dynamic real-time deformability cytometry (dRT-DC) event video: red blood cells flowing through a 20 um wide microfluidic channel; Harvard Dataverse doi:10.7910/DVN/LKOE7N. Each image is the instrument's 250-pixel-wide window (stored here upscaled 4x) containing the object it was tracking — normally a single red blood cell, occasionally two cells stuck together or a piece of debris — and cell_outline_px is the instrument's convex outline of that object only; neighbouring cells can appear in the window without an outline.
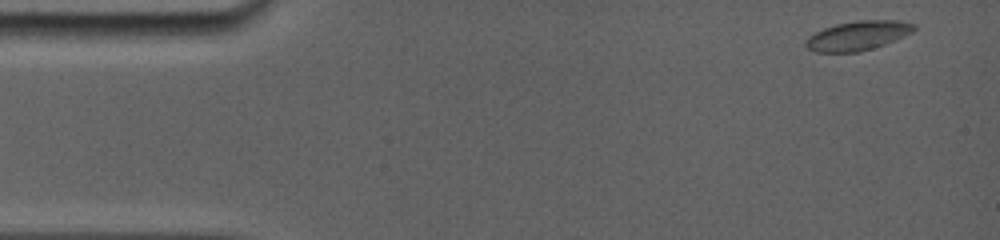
{"species": "common noctule bat (a hibernating species)", "species_latin": "Nyctalus noctula", "temperature_condition": "room temperature", "stored_images_in_passage": 60, "camera_frame_rate_fps": 5000, "um_per_image_px": 0.085, "animal": {"sex": "female", "body_mass_g": 19.0, "forearm_length_mm": 56.7}, "frame": {"image": 1, "passage_image": 1, "time_ms": 0.0, "image_size_px": [1000, 240], "cell_outline_px": [[916, 28], [912, 32], [904, 36], [884, 44], [860, 52], [816, 52], [808, 48], [804, 44], [804, 40], [808, 36], [824, 28], [836, 24], [860, 20], [900, 20], [916, 24]], "centroid_in_image_um": [72.91, 3.02], "position_along_channel_um": 12.1, "area_um2": 18.5}}
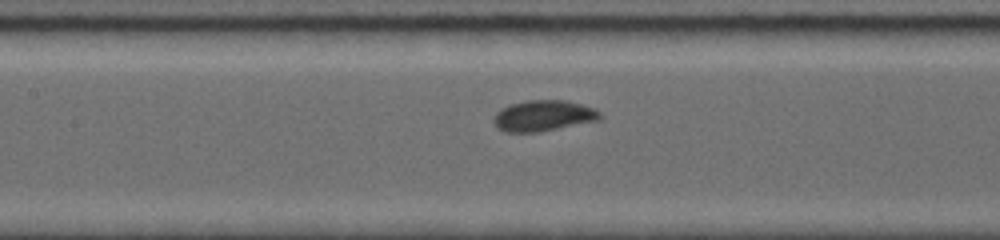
{"frame": {"image": 2, "passage_image": 26, "time_ms": 6.6, "image_size_px": [1000, 240], "cell_outline_px": [[604, 116], [600, 120], [536, 132], [504, 132], [496, 128], [492, 120], [496, 112], [500, 108], [512, 104], [528, 100], [564, 100], [596, 108]], "centroid_in_image_um": [46.18, 9.84], "position_along_channel_um": 161.2, "area_um2": 19.25}}
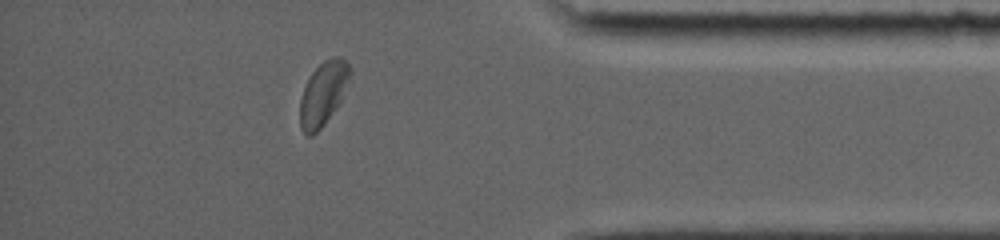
{"frame": {"image": 3, "passage_image": 52, "time_ms": 13.4, "image_size_px": [1000, 240], "cell_outline_px": [[348, 76], [340, 100], [324, 124], [312, 136], [308, 136], [300, 128], [300, 100], [304, 88], [312, 72], [324, 60], [332, 56], [340, 56], [348, 64]], "centroid_in_image_um": [27.41, 7.96], "position_along_channel_um": 407.8, "area_um2": 17.74}, "authors_computed_cell_mechanics": {"area_um2": 18.3804, "velocity_mm_per_s": 3.8315, "shape_relaxation_time_tau1_ms": 2.3326, "shape_relaxation_time_tau2_ms": null, "deformation_change_tau1": 0.0822, "deformation_change_tau2": null}}